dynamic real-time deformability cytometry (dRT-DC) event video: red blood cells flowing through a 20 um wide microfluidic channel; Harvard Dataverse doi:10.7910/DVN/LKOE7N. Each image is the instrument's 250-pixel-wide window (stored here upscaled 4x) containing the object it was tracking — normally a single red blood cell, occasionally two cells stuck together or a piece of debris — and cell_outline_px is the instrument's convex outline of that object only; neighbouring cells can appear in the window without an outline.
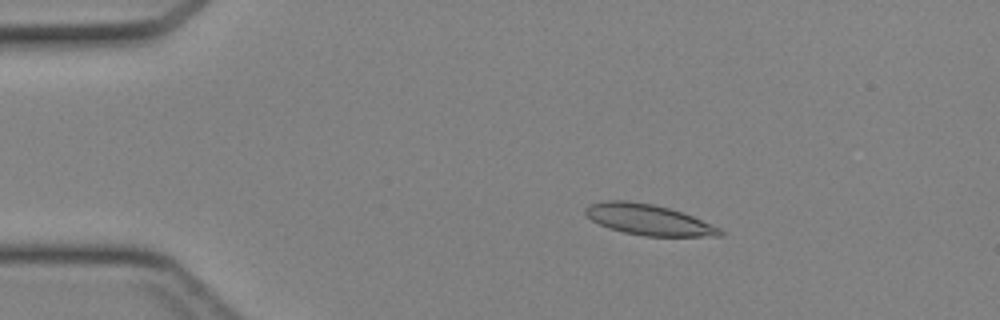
{"species": "Egyptian fruit bat (a non-hibernating species)", "species_latin": "Rousettus aegyptiacus", "temperature_condition": "cold", "stored_images_in_passage": 43, "camera_frame_rate_fps": 3000, "um_per_image_px": 0.085, "animal": {"sex": "female"}, "frame": {"image": 1, "passage_image": 7, "time_ms": 2.0, "image_size_px": [1000, 320], "cell_outline_px": [[724, 236], [644, 236], [624, 232], [608, 228], [592, 220], [584, 212], [584, 208], [588, 204], [604, 200], [628, 200], [652, 204], [684, 212], [720, 228], [724, 232]], "centroid_in_image_um": [55.11, 18.66], "position_along_channel_um": 29.9, "area_um2": 24.22}}
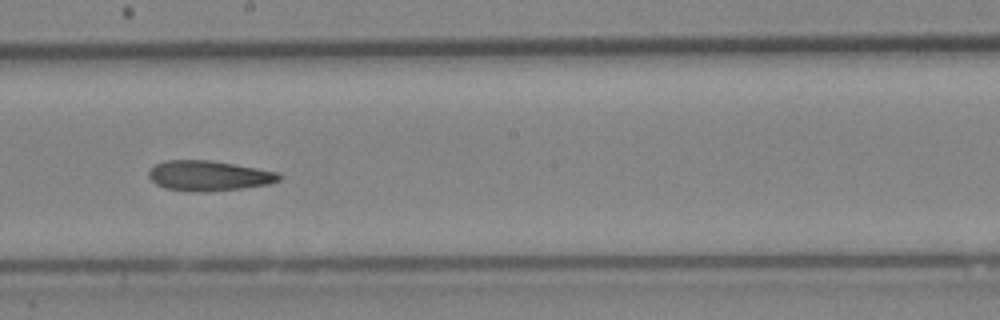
{"frame": {"image": 2, "passage_image": 24, "time_ms": 7.667, "image_size_px": [1000, 320], "cell_outline_px": [[280, 180], [268, 184], [240, 188], [204, 192], [196, 192], [164, 188], [156, 184], [148, 176], [148, 172], [156, 164], [164, 160], [208, 160], [256, 168], [276, 172], [280, 176]], "centroid_in_image_um": [17.69, 14.94], "position_along_channel_um": 230.5, "area_um2": 22.6}}
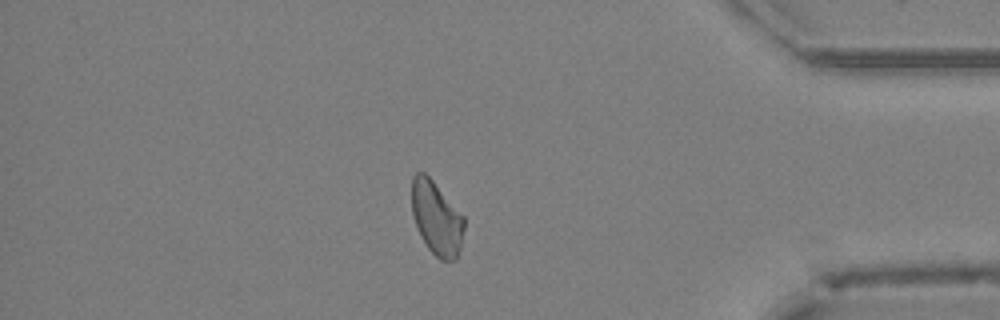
{"frame": {"image": 3, "passage_image": 37, "time_ms": 12.0, "image_size_px": [1000, 320], "cell_outline_px": [[464, 228], [460, 248], [456, 260], [440, 260], [428, 248], [420, 236], [412, 212], [412, 176], [416, 172], [424, 172], [432, 180], [464, 216]], "centroid_in_image_um": [37.1, 18.55], "position_along_channel_um": 398.1, "area_um2": 22.31}}